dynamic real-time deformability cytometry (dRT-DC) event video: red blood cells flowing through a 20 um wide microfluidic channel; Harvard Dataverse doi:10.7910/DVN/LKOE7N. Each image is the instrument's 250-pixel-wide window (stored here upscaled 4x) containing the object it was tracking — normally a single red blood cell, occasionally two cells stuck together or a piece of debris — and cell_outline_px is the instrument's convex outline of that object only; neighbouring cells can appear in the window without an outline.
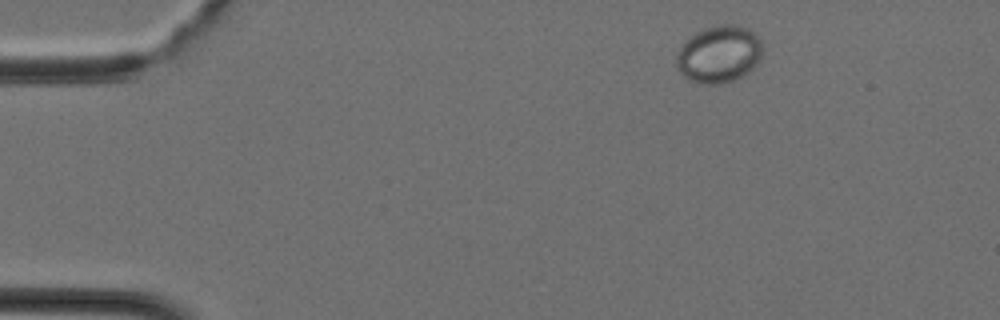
{"species": "Egyptian fruit bat (a non-hibernating species)", "species_latin": "Rousettus aegyptiacus", "temperature_condition": "cold", "stored_images_in_passage": 28, "camera_frame_rate_fps": 3000, "um_per_image_px": 0.085, "animal": {"sex": "female"}, "frame": {"image": 1, "passage_image": 2, "time_ms": 0.333, "image_size_px": [1000, 320], "cell_outline_px": [[760, 56], [756, 64], [748, 72], [736, 80], [720, 84], [700, 84], [688, 80], [676, 68], [676, 56], [680, 48], [696, 32], [704, 28], [716, 24], [736, 24], [756, 32], [760, 36]], "centroid_in_image_um": [61.11, 4.61], "position_along_channel_um": 23.9, "area_um2": 28.78}}
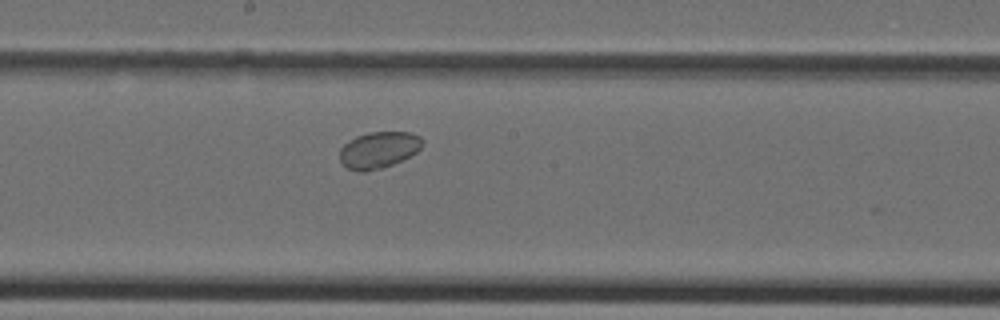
{"frame": {"image": 2, "passage_image": 18, "time_ms": 5.667, "image_size_px": [1000, 320], "cell_outline_px": [[424, 144], [416, 152], [392, 164], [380, 168], [364, 172], [356, 172], [348, 168], [340, 160], [340, 148], [344, 144], [356, 136], [368, 132], [412, 132], [420, 136], [424, 140]], "centroid_in_image_um": [32.19, 12.73], "position_along_channel_um": 216.0, "area_um2": 17.57}}
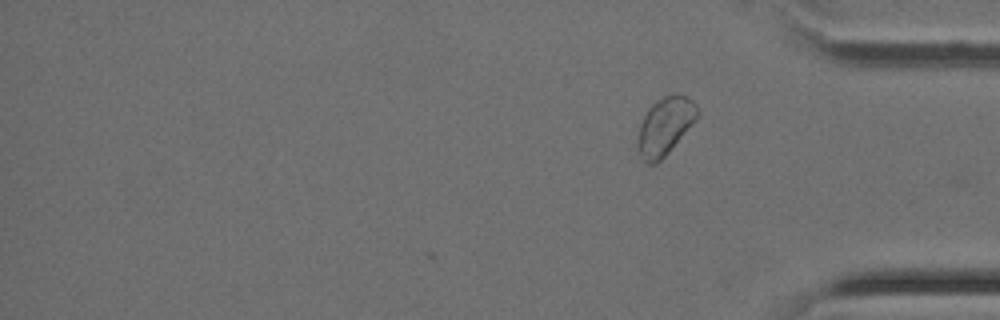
{"frame": {"image": 3, "passage_image": 28, "time_ms": 9.0, "image_size_px": [1000, 320], "cell_outline_px": [[700, 112], [696, 120], [668, 152], [656, 164], [648, 164], [644, 160], [636, 148], [636, 144], [640, 124], [648, 108], [656, 100], [672, 92], [684, 96], [692, 100], [696, 104]], "centroid_in_image_um": [56.52, 10.7], "position_along_channel_um": 378.7, "area_um2": 20.06}}